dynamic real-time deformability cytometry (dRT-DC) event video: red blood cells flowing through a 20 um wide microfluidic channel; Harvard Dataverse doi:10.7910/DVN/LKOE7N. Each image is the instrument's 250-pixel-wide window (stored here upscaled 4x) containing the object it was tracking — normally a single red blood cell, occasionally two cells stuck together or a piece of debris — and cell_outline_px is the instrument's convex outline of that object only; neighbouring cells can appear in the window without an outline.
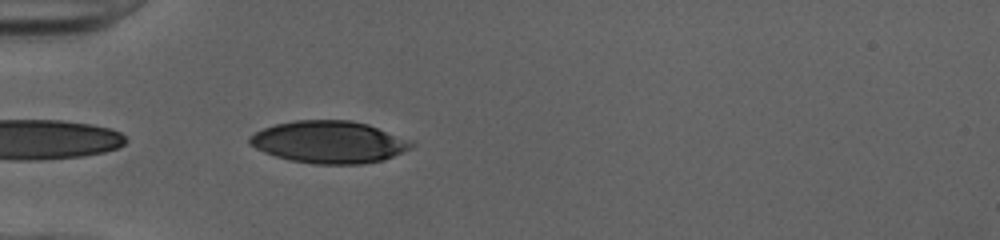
{"species": "human", "species_latin": "Homo sapiens", "temperature_condition": "cold", "stored_images_in_passage": 36, "camera_frame_rate_fps": 3000, "um_per_image_px": 0.085, "donor": {"sex": "female"}, "frame": {"image": 1, "passage_image": 1, "time_ms": 0.0, "image_size_px": [1000, 240], "cell_outline_px": [[416, 144], [384, 160], [360, 164], [312, 164], [288, 160], [264, 152], [248, 144], [248, 136], [264, 128], [276, 124], [296, 120], [352, 120], [368, 124], [412, 140]], "centroid_in_image_um": [27.95, 12.07], "position_along_channel_um": 57.0, "area_um2": 39.82}}
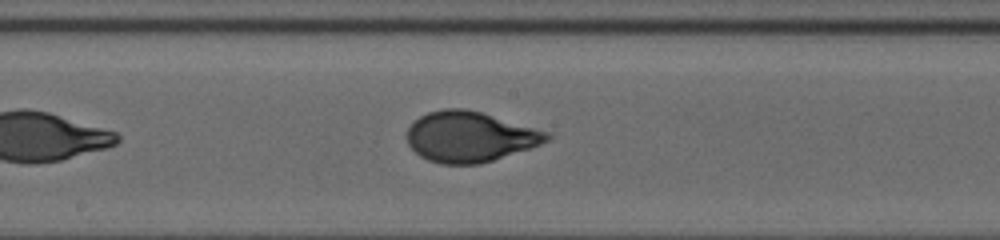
{"frame": {"image": 2, "passage_image": 13, "time_ms": 4.0, "image_size_px": [1000, 240], "cell_outline_px": [[552, 136], [548, 140], [540, 144], [480, 164], [440, 164], [428, 160], [420, 156], [408, 144], [408, 128], [420, 116], [428, 112], [444, 108], [464, 108], [480, 112], [548, 132]], "centroid_in_image_um": [39.9, 11.62], "position_along_channel_um": 208.3, "area_um2": 40.52}}
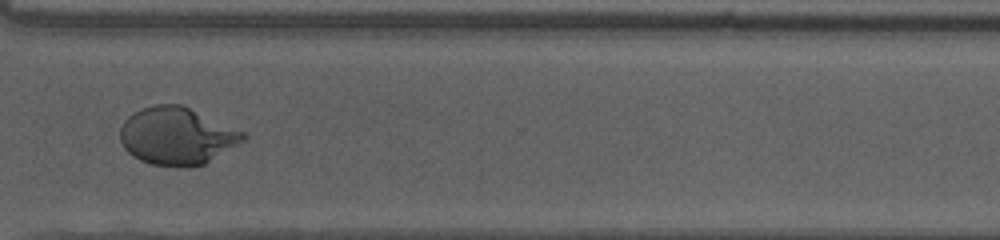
{"frame": {"image": 3, "passage_image": 24, "time_ms": 7.667, "image_size_px": [1000, 240], "cell_outline_px": [[248, 136], [244, 140], [204, 164], [152, 164], [140, 160], [132, 156], [124, 148], [120, 140], [120, 128], [124, 120], [128, 116], [144, 108], [156, 104], [180, 104], [244, 132]], "centroid_in_image_um": [15.0, 11.53], "position_along_channel_um": 355.6, "area_um2": 40.06}, "authors_computed_cell_mechanics": {"area_um2": 40.8357, "velocity_mm_per_s": 4.021, "shape_relaxation_time_tau1_ms": 3.9014, "shape_relaxation_time_tau2_ms": null, "deformation_change_tau1": 0.2006, "deformation_change_tau2": null}}